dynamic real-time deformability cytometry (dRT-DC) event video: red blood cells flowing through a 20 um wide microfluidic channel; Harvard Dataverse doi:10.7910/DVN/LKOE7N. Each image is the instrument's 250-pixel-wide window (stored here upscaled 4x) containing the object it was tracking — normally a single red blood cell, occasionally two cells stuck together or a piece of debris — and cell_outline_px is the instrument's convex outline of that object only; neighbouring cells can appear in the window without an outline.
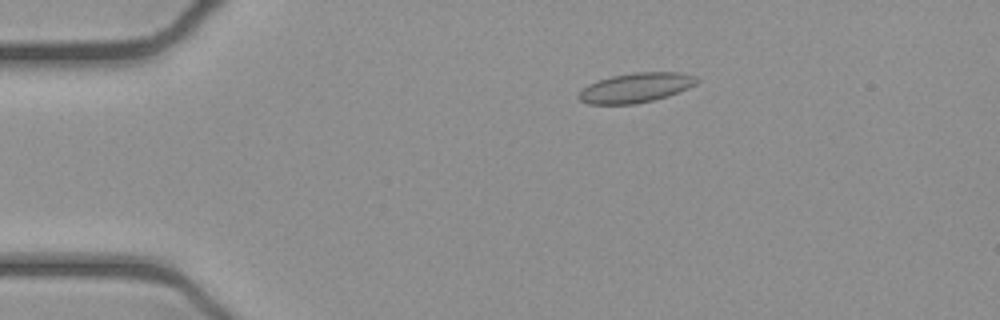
{"species": "common noctule bat (a hibernating species)", "species_latin": "Nyctalus noctula", "temperature_condition": "cold", "stored_images_in_passage": 46, "camera_frame_rate_fps": 3000, "um_per_image_px": 0.085, "animal": {"sex": "female", "body_mass_g": 21.9}, "frame": {"image": 1, "passage_image": 4, "time_ms": 1.0, "image_size_px": [1000, 320], "cell_outline_px": [[700, 80], [696, 84], [688, 88], [668, 96], [636, 104], [588, 104], [580, 100], [576, 96], [588, 84], [612, 76], [632, 72], [680, 72], [696, 76]], "centroid_in_image_um": [54.06, 7.45], "position_along_channel_um": 30.9, "area_um2": 20.4}}
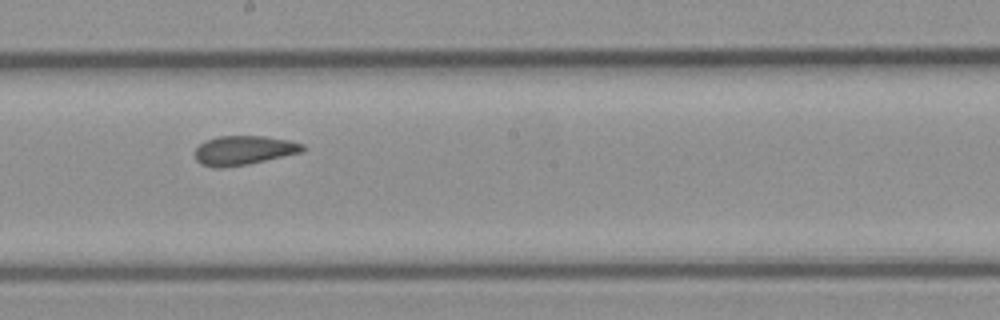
{"frame": {"image": 2, "passage_image": 23, "time_ms": 7.333, "image_size_px": [1000, 320], "cell_outline_px": [[308, 148], [304, 152], [248, 164], [224, 168], [216, 168], [200, 164], [196, 160], [196, 148], [200, 144], [208, 140], [220, 136], [264, 136], [288, 140], [304, 144]], "centroid_in_image_um": [20.77, 12.79], "position_along_channel_um": 227.4, "area_um2": 18.44}}
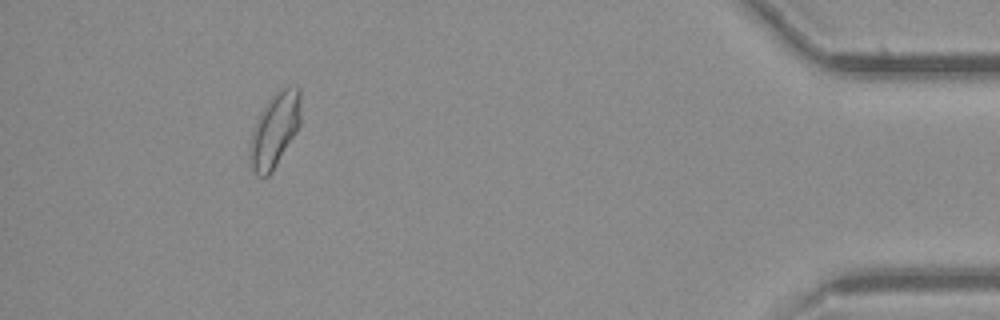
{"frame": {"image": 3, "passage_image": 42, "time_ms": 13.667, "image_size_px": [1000, 320], "cell_outline_px": [[300, 124], [296, 132], [272, 172], [268, 176], [256, 176], [252, 172], [248, 156], [248, 148], [252, 132], [256, 120], [260, 112], [268, 100], [284, 84], [288, 84], [300, 88]], "centroid_in_image_um": [23.33, 11.04], "position_along_channel_um": 411.9, "area_um2": 22.43}, "authors_computed_cell_mechanics": {"area_um2": 19.1896, "velocity_mm_per_s": 3.9091, "shape_relaxation_time_tau1_ms": null, "shape_relaxation_time_tau2_ms": 1.6542, "deformation_change_tau1": null, "deformation_change_tau2": 0.0715}}